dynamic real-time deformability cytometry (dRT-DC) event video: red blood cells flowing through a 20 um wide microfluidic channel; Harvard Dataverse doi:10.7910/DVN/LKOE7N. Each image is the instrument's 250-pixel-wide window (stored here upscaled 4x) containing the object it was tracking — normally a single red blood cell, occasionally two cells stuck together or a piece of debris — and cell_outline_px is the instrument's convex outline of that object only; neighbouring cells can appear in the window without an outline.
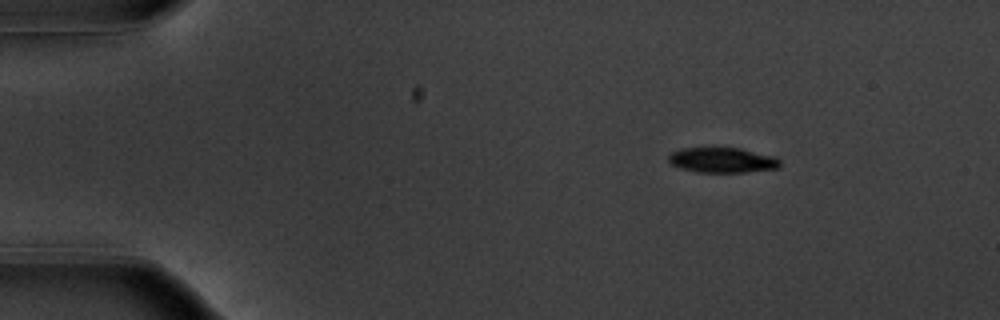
{"species": "common noctule bat (a hibernating species)", "species_latin": "Nyctalus noctula", "temperature_condition": "warm", "stored_images_in_passage": 48, "camera_frame_rate_fps": 3000, "um_per_image_px": 0.085, "animal": {"sex": "male", "body_mass_g": 20.1, "forearm_length_mm": 53.5}, "frame": {"image": 1, "passage_image": 1, "time_ms": 0.0, "image_size_px": [1000, 320], "cell_outline_px": [[780, 168], [744, 172], [696, 172], [680, 168], [672, 164], [668, 160], [668, 156], [672, 152], [680, 148], [740, 148], [776, 156], [780, 160]], "centroid_in_image_um": [61.42, 13.61], "position_along_channel_um": 23.6, "area_um2": 16.42}}
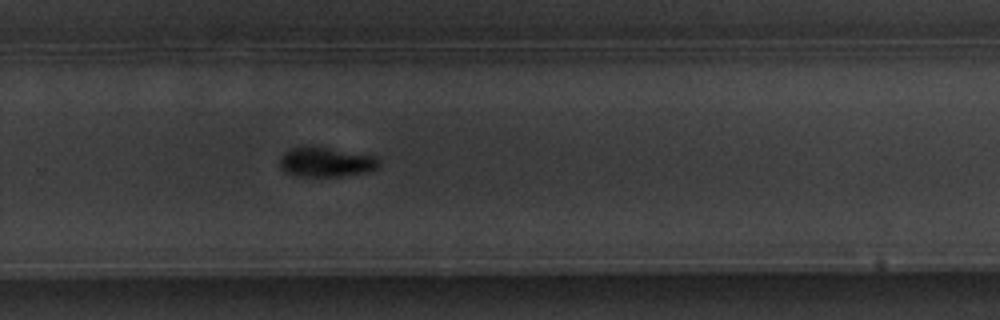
{"frame": {"image": 2, "passage_image": 30, "time_ms": 9.667, "image_size_px": [1000, 320], "cell_outline_px": [[380, 164], [376, 168], [368, 172], [340, 176], [300, 176], [284, 172], [280, 168], [280, 156], [288, 148], [304, 144], [376, 156], [380, 160]], "centroid_in_image_um": [27.66, 13.75], "position_along_channel_um": 302.1, "area_um2": 17.46}}
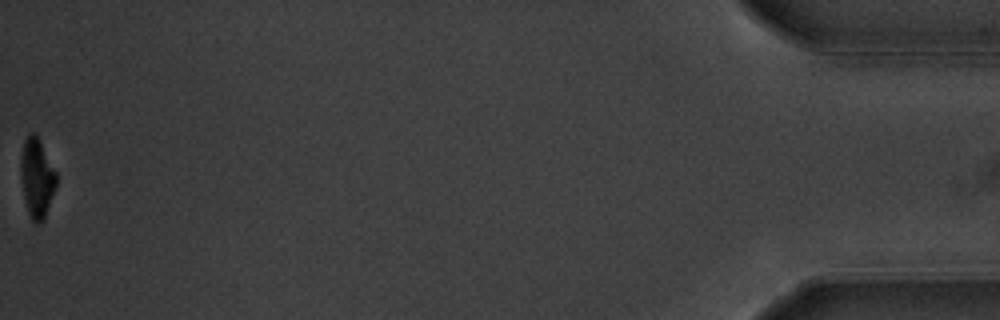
{"frame": {"image": 3, "passage_image": 48, "time_ms": 15.667, "image_size_px": [1000, 320], "cell_outline_px": [[56, 184], [44, 220], [40, 224], [36, 224], [32, 220], [28, 212], [24, 196], [20, 172], [20, 160], [24, 140], [28, 132], [36, 132], [56, 172]], "centroid_in_image_um": [3.12, 15.09], "position_along_channel_um": 432.1, "area_um2": 16.42}, "authors_computed_cell_mechanics": {"area_um2": 17.7735, "velocity_mm_per_s": 3.7237, "shape_relaxation_time_tau1_ms": 2.8374, "shape_relaxation_time_tau2_ms": 5.1628, "deformation_change_tau1": 0.1731, "deformation_change_tau2": 0.0883}}